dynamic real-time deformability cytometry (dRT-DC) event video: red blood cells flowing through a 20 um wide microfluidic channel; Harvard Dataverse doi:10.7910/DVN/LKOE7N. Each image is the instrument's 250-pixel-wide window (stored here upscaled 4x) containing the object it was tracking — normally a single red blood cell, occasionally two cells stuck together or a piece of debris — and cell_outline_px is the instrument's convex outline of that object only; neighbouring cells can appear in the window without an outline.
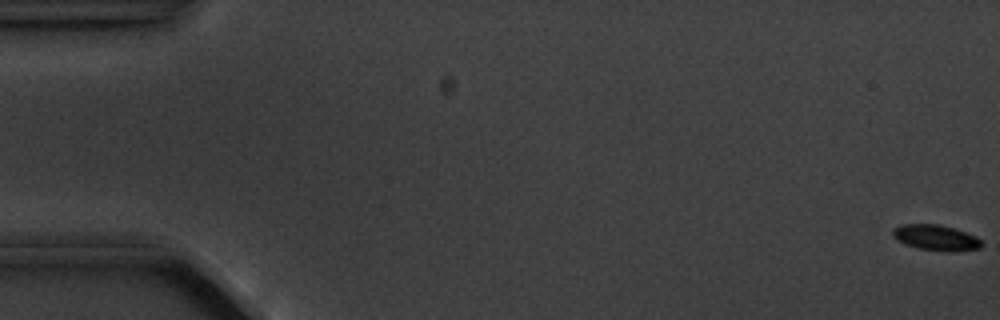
{"species": "common noctule bat (a hibernating species)", "species_latin": "Nyctalus noctula", "temperature_condition": "cold", "stored_images_in_passage": 5, "camera_frame_rate_fps": 3000, "um_per_image_px": 0.085, "animal": {"sex": "male", "body_mass_g": 20.1, "forearm_length_mm": 53.5}, "frame": {"image": 1, "passage_image": 1, "time_ms": 0.0, "image_size_px": [1000, 320], "cell_outline_px": [[980, 248], [956, 252], [944, 252], [916, 248], [904, 244], [896, 240], [892, 236], [892, 228], [900, 224], [940, 224], [976, 236], [980, 240]], "centroid_in_image_um": [79.48, 20.21], "position_along_channel_um": 5.5, "area_um2": 13.47}}